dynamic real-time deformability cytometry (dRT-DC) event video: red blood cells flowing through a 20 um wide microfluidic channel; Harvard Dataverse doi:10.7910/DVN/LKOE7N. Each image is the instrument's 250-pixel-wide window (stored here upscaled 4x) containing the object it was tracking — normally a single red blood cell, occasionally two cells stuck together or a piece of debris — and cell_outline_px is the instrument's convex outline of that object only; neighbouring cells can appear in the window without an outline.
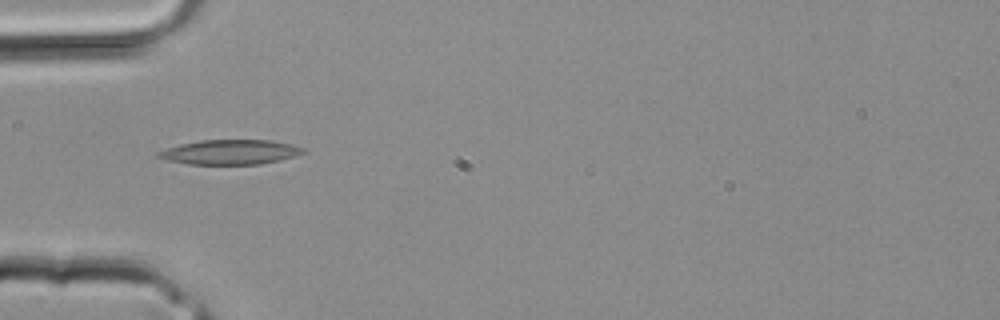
{"species": "common noctule bat (a hibernating species)", "species_latin": "Nyctalus noctula", "temperature_condition": "room temperature", "stored_images_in_passage": 2, "camera_frame_rate_fps": 3000, "um_per_image_px": 0.085, "animal": {"sex": "male", "body_mass_g": 20.4}, "frame": {"image": 1, "passage_image": 2, "time_ms": 0.333, "image_size_px": [1000, 320], "cell_outline_px": [[304, 152], [296, 156], [280, 160], [260, 164], [188, 164], [168, 160], [156, 156], [156, 152], [180, 144], [204, 140], [272, 140], [292, 144], [304, 148]], "centroid_in_image_um": [19.59, 12.92], "position_along_channel_um": 65.4, "area_um2": 20.75}}